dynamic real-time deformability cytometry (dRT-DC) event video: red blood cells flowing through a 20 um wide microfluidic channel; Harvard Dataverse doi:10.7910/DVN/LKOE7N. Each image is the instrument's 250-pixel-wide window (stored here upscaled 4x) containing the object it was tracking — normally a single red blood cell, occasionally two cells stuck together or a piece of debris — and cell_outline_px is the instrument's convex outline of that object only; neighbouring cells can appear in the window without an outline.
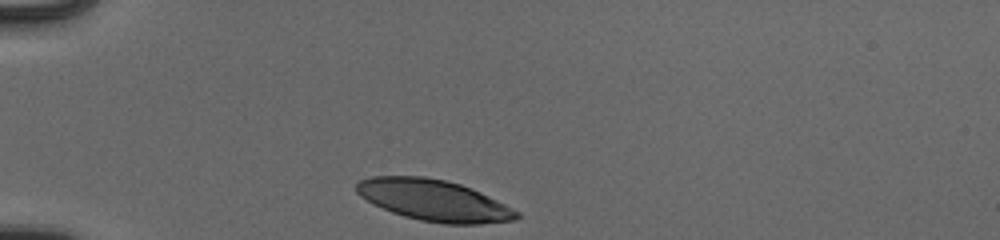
{"species": "human", "species_latin": "Homo sapiens", "temperature_condition": "cold", "stored_images_in_passage": 31, "camera_frame_rate_fps": 3000, "um_per_image_px": 0.085, "donor": {"sex": "male"}, "frame": {"image": 1, "passage_image": 1, "time_ms": 0.0, "image_size_px": [1000, 240], "cell_outline_px": [[520, 216], [516, 220], [480, 224], [444, 224], [420, 220], [404, 216], [392, 212], [372, 204], [360, 196], [356, 192], [356, 184], [360, 180], [372, 176], [424, 176], [444, 180], [460, 184], [472, 188], [520, 212]], "centroid_in_image_um": [36.87, 17.03], "position_along_channel_um": 48.1, "area_um2": 38.49}}
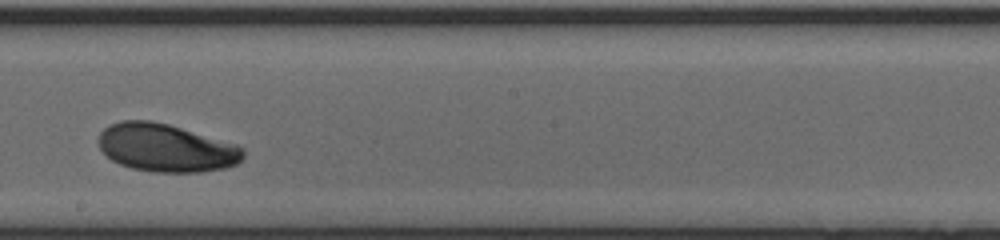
{"frame": {"image": 2, "passage_image": 18, "time_ms": 5.667, "image_size_px": [1000, 240], "cell_outline_px": [[244, 156], [236, 164], [224, 168], [200, 172], [152, 172], [132, 168], [120, 164], [112, 160], [100, 148], [100, 132], [108, 124], [120, 120], [152, 120], [168, 124], [236, 144], [244, 148]], "centroid_in_image_um": [14.11, 12.56], "position_along_channel_um": 234.1, "area_um2": 40.34}}
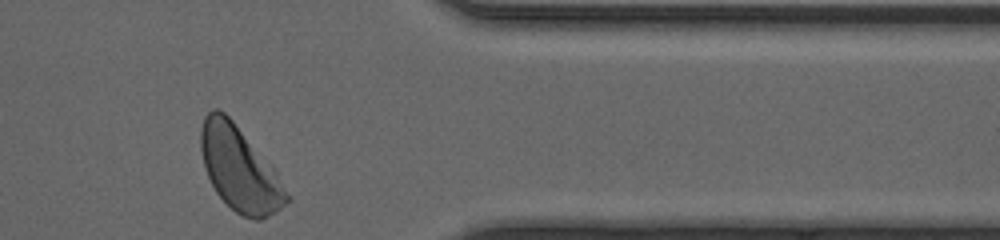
{"frame": {"image": 3, "passage_image": 31, "time_ms": 10.0, "image_size_px": [1000, 240], "cell_outline_px": [[292, 200], [276, 212], [260, 220], [256, 220], [244, 216], [236, 212], [216, 192], [204, 168], [200, 148], [200, 128], [204, 116], [212, 108], [216, 108], [224, 112], [232, 120], [276, 172]], "centroid_in_image_um": [20.35, 14.36], "position_along_channel_um": 391.1, "area_um2": 41.67}, "authors_computed_cell_mechanics": {"area_um2": 40.3444, "velocity_mm_per_s": 3.8753, "shape_relaxation_time_tau1_ms": 1.981, "shape_relaxation_time_tau2_ms": 10.9848, "deformation_change_tau1": 0.1095, "deformation_change_tau2": 0.1743}}